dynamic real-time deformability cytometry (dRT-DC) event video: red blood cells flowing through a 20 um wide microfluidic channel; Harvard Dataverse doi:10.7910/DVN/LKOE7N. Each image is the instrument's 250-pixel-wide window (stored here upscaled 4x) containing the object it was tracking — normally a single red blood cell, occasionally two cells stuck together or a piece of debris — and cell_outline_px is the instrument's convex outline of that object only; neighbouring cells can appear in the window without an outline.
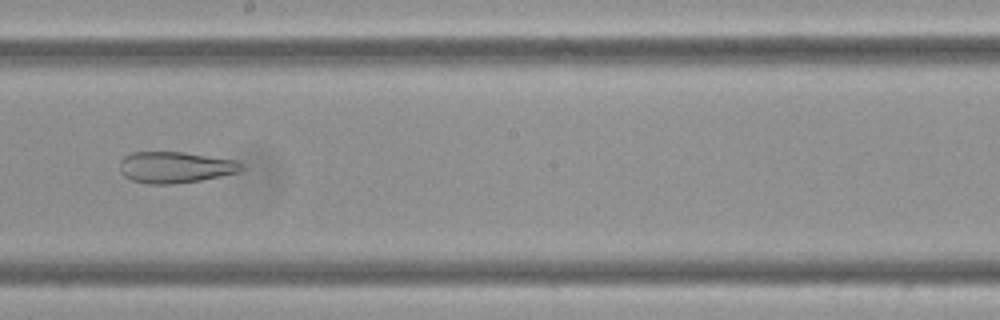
{"species": "Egyptian fruit bat (a non-hibernating species)", "species_latin": "Rousettus aegyptiacus", "temperature_condition": "cold", "stored_images_in_passage": 59, "camera_frame_rate_fps": 3000, "um_per_image_px": 0.085, "frame": {"image": 1, "passage_image": 34, "time_ms": 11.0, "image_size_px": [1000, 320], "cell_outline_px": [[244, 168], [240, 172], [200, 180], [172, 184], [148, 184], [132, 180], [124, 176], [120, 172], [120, 160], [124, 156], [132, 152], [184, 152], [236, 160], [244, 164]], "centroid_in_image_um": [14.9, 14.21], "position_along_channel_um": 233.3, "area_um2": 22.31}}
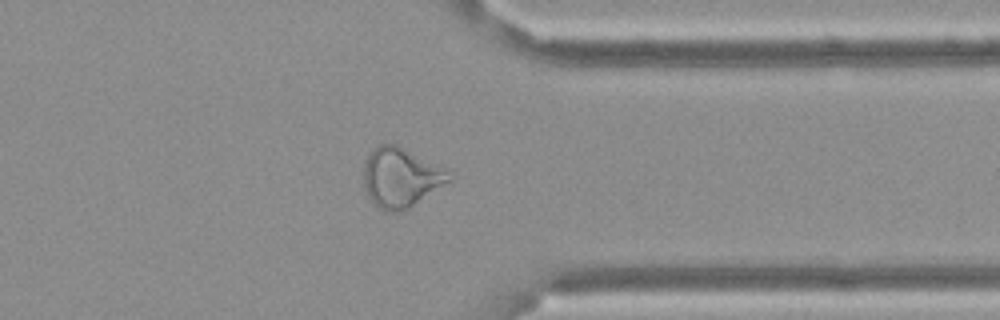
{"frame": {"image": 2, "passage_image": 47, "time_ms": 15.333, "image_size_px": [1000, 320], "cell_outline_px": [[452, 180], [408, 208], [396, 212], [384, 212], [368, 196], [364, 188], [364, 160], [368, 152], [372, 148], [380, 144], [396, 144], [448, 168]], "centroid_in_image_um": [34.07, 15.05], "position_along_channel_um": 377.3, "area_um2": 29.82}}
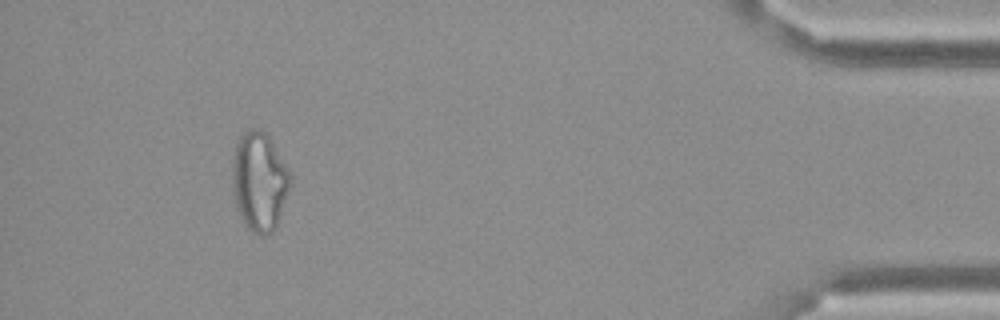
{"frame": {"image": 3, "passage_image": 55, "time_ms": 18.0, "image_size_px": [1000, 320], "cell_outline_px": [[292, 184], [276, 228], [272, 232], [264, 236], [252, 232], [244, 224], [240, 216], [236, 204], [232, 188], [232, 160], [236, 140], [248, 128], [260, 128], [268, 136], [288, 168], [292, 176]], "centroid_in_image_um": [22.05, 15.42], "position_along_channel_um": 413.2, "area_um2": 33.93}}